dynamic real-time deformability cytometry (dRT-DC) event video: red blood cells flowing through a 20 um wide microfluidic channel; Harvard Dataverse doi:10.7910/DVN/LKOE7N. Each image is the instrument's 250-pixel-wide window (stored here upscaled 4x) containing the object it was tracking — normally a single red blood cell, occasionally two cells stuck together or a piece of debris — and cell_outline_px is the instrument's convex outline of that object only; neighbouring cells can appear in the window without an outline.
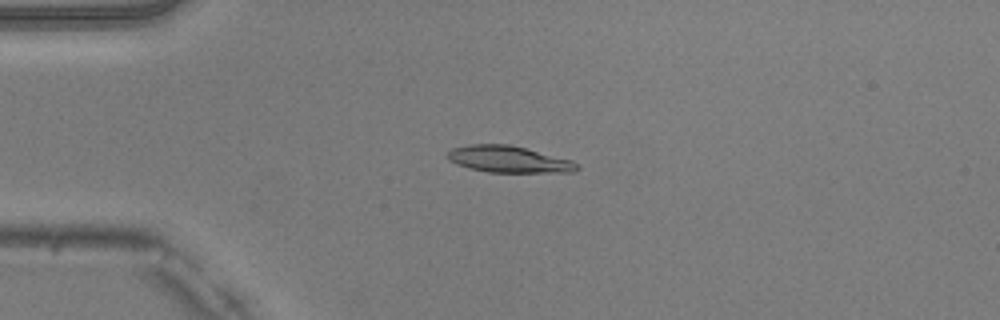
{"species": "common noctule bat (a hibernating species)", "species_latin": "Nyctalus noctula", "temperature_condition": "warm", "stored_images_in_passage": 48, "camera_frame_rate_fps": 3000, "um_per_image_px": 0.085, "animal": {"sex": "male", "body_mass_g": 20.5, "forearm_length_mm": 52.5}, "frame": {"image": 1, "passage_image": 10, "time_ms": 3.0, "image_size_px": [1000, 320], "cell_outline_px": [[580, 168], [576, 172], [488, 172], [468, 168], [456, 164], [448, 160], [444, 156], [452, 148], [468, 144], [508, 144], [572, 160], [580, 164]], "centroid_in_image_um": [43.22, 13.54], "position_along_channel_um": 41.8, "area_um2": 20.23}}
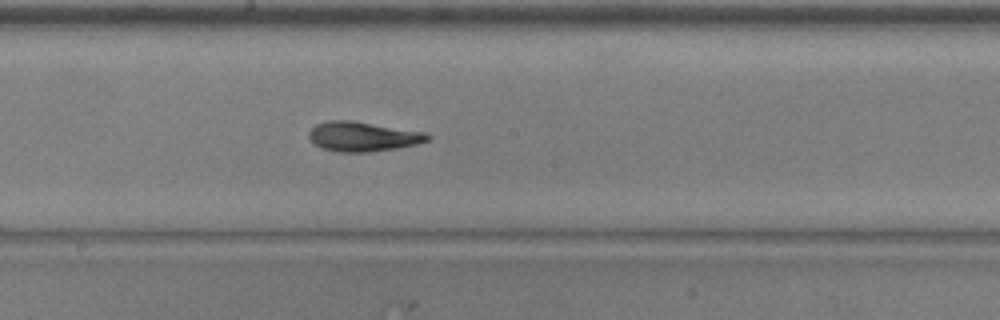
{"frame": {"image": 2, "passage_image": 25, "time_ms": 8.0, "image_size_px": [1000, 320], "cell_outline_px": [[432, 136], [428, 140], [416, 144], [396, 148], [368, 152], [340, 152], [320, 148], [312, 144], [308, 136], [308, 132], [316, 124], [324, 120], [352, 120], [428, 132]], "centroid_in_image_um": [30.82, 11.59], "position_along_channel_um": 217.4, "area_um2": 20.87}}
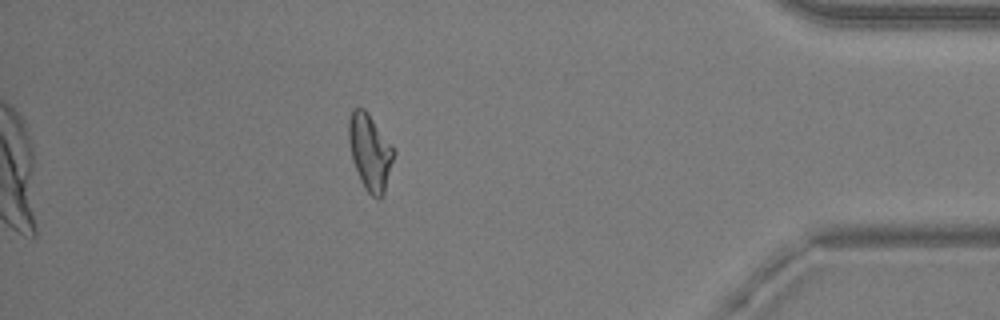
{"frame": {"image": 3, "passage_image": 42, "time_ms": 13.667, "image_size_px": [1000, 320], "cell_outline_px": [[396, 152], [384, 196], [380, 200], [376, 200], [364, 188], [360, 180], [352, 160], [348, 140], [348, 120], [352, 108], [364, 108], [368, 112], [396, 148]], "centroid_in_image_um": [31.48, 12.94], "position_along_channel_um": 403.7, "area_um2": 20.75}, "authors_computed_cell_mechanics": {"area_um2": 19.9988, "velocity_mm_per_s": 4.0275, "shape_relaxation_time_tau1_ms": 5.0539, "shape_relaxation_time_tau2_ms": 2.8379, "deformation_change_tau1": 0.2008, "deformation_change_tau2": 0.0984}}